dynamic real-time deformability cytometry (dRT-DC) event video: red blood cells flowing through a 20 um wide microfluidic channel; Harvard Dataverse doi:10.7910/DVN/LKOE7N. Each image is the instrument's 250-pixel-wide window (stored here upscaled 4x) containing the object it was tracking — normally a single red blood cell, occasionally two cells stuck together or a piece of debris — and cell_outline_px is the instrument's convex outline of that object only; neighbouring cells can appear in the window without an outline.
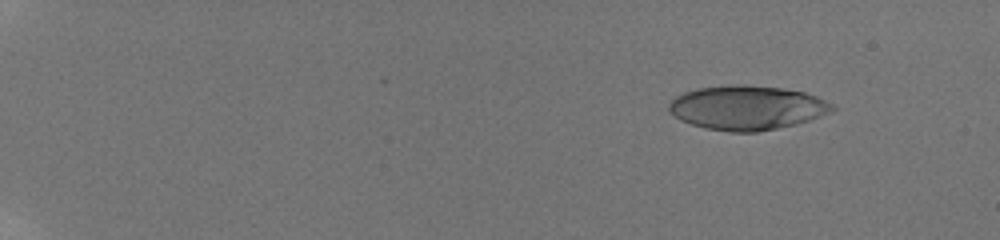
{"species": "human", "species_latin": "Homo sapiens", "temperature_condition": "room temperature", "stored_images_in_passage": 16, "camera_frame_rate_fps": 3000, "um_per_image_px": 0.085, "donor": {"sex": "male"}, "frame": {"image": 1, "passage_image": 5, "time_ms": 2.333, "image_size_px": [1000, 240], "cell_outline_px": [[836, 108], [832, 112], [796, 124], [756, 132], [728, 132], [704, 128], [680, 120], [668, 112], [668, 104], [676, 96], [684, 92], [700, 88], [732, 84], [736, 84], [780, 88], [804, 92], [816, 96], [832, 104]], "centroid_in_image_um": [63.46, 9.16], "position_along_channel_um": 21.5, "area_um2": 42.02}}
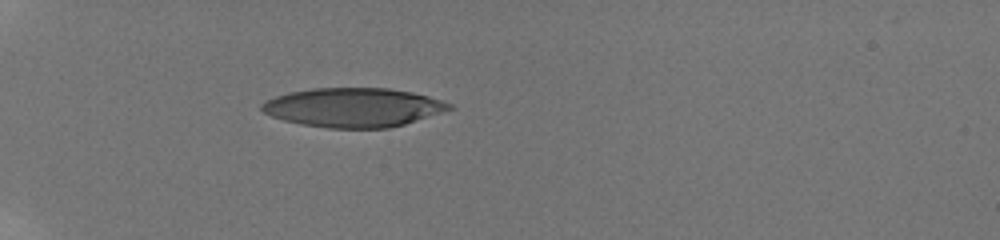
{"frame": {"image": 2, "passage_image": 12, "time_ms": 6.667, "image_size_px": [1000, 240], "cell_outline_px": [[456, 108], [444, 112], [404, 124], [388, 128], [328, 128], [300, 124], [284, 120], [272, 116], [264, 112], [260, 108], [260, 104], [276, 96], [288, 92], [312, 88], [388, 88], [412, 92], [428, 96], [452, 104]], "centroid_in_image_um": [30.05, 9.13], "position_along_channel_um": 55.0, "area_um2": 42.77}}
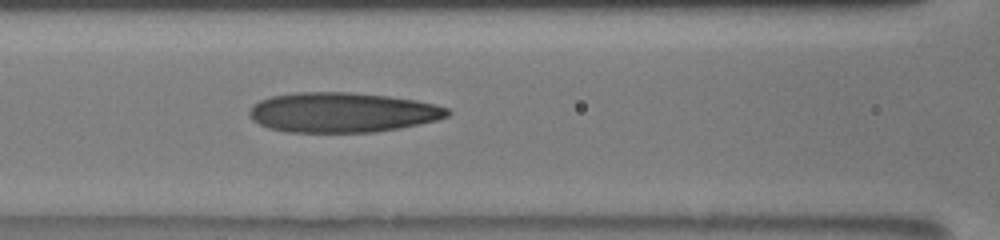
{"frame": {"image": 3, "passage_image": 16, "time_ms": 9.667, "image_size_px": [1000, 240], "cell_outline_px": [[452, 112], [448, 116], [436, 120], [420, 124], [400, 128], [376, 132], [284, 132], [268, 128], [252, 120], [248, 116], [248, 112], [252, 104], [260, 100], [272, 96], [296, 92], [352, 92], [388, 96], [416, 100], [436, 104], [448, 108]], "centroid_in_image_um": [29.08, 9.55], "position_along_channel_um": 137.5, "area_um2": 46.47}}